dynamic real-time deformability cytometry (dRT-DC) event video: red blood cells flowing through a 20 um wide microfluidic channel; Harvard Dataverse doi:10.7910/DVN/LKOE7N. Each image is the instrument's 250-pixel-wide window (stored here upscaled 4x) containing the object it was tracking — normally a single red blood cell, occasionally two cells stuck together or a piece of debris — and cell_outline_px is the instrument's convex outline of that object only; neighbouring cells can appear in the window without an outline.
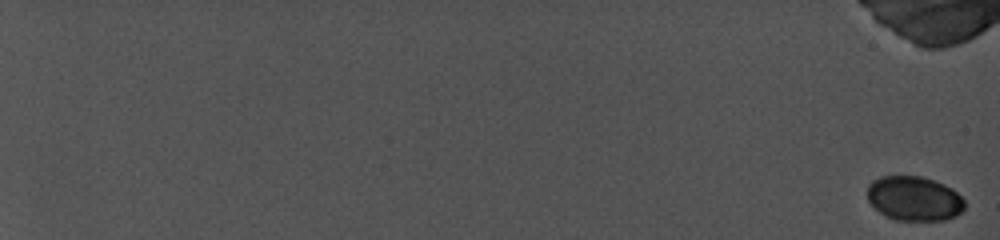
{"species": "common noctule bat (a hibernating species)", "species_latin": "Nyctalus noctula", "temperature_condition": "cold", "stored_images_in_passage": 20, "camera_frame_rate_fps": 5000, "um_per_image_px": 0.085, "animal": {"sex": "female", "body_mass_g": 19.0, "forearm_length_mm": 56.7}, "frame": {"image": 1, "passage_image": 1, "time_ms": 0.0, "image_size_px": [1000, 240], "cell_outline_px": [[964, 208], [956, 216], [944, 220], [896, 220], [880, 212], [868, 200], [868, 184], [872, 180], [880, 176], [920, 176], [944, 184], [952, 188], [964, 200]], "centroid_in_image_um": [77.7, 16.86], "position_along_channel_um": 7.3, "area_um2": 25.09}}
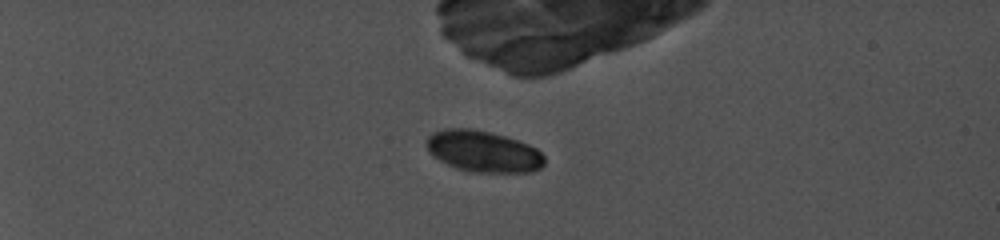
{"frame": {"image": 2, "passage_image": 14, "time_ms": 6.6, "image_size_px": [1000, 240], "cell_outline_px": [[544, 164], [540, 168], [532, 172], [468, 172], [456, 168], [432, 156], [428, 152], [424, 144], [428, 136], [432, 132], [444, 128], [472, 128], [504, 136], [528, 144], [536, 148], [544, 156]], "centroid_in_image_um": [41.03, 12.87], "position_along_channel_um": 44.0, "area_um2": 28.61}}